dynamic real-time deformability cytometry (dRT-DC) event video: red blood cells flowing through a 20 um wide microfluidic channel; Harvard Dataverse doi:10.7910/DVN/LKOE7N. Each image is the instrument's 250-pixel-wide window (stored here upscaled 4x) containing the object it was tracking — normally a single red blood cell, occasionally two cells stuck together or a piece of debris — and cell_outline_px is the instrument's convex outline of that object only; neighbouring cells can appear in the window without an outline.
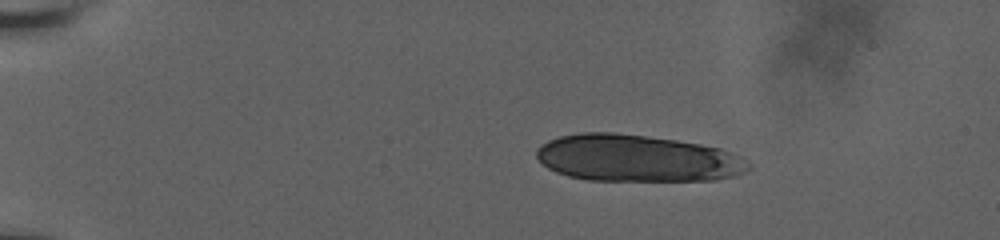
{"species": "human", "species_latin": "Homo sapiens", "temperature_condition": "room temperature", "stored_images_in_passage": 11, "camera_frame_rate_fps": 3000, "um_per_image_px": 0.085, "donor": {"sex": "male"}, "frame": {"image": 1, "passage_image": 1, "time_ms": 0.0, "image_size_px": [1000, 240], "cell_outline_px": [[752, 168], [736, 176], [716, 180], [588, 180], [568, 176], [556, 172], [548, 168], [536, 156], [536, 148], [540, 144], [548, 140], [560, 136], [580, 132], [612, 132], [676, 140], [700, 144], [720, 148], [740, 156], [752, 164]], "centroid_in_image_um": [54.15, 13.45], "position_along_channel_um": 30.8, "area_um2": 58.03}}